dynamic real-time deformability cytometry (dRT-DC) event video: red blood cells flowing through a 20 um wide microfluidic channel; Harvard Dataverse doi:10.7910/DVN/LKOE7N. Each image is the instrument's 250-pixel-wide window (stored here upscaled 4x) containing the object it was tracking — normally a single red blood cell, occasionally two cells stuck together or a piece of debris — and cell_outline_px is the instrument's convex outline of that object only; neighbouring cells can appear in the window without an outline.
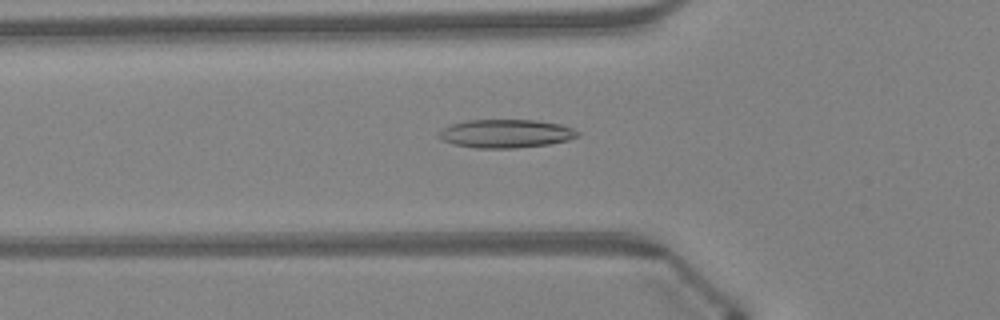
{"species": "Egyptian fruit bat (a non-hibernating species)", "species_latin": "Rousettus aegyptiacus", "temperature_condition": "warm", "stored_images_in_passage": 40, "camera_frame_rate_fps": 3000, "um_per_image_px": 0.085, "animal": {"sex": "female"}, "frame": {"image": 1, "passage_image": 10, "time_ms": 3.0, "image_size_px": [1000, 320], "cell_outline_px": [[580, 136], [568, 140], [548, 144], [516, 148], [476, 148], [456, 144], [440, 140], [440, 132], [444, 128], [452, 124], [468, 120], [536, 120], [560, 124], [572, 128], [580, 132]], "centroid_in_image_um": [43.04, 11.35], "position_along_channel_um": 82.8, "area_um2": 22.83}}
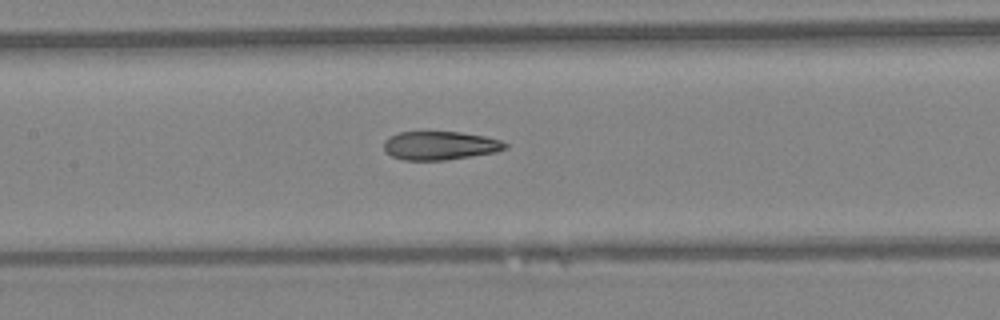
{"frame": {"image": 2, "passage_image": 16, "time_ms": 5.0, "image_size_px": [1000, 320], "cell_outline_px": [[508, 148], [496, 152], [444, 160], [404, 160], [392, 156], [384, 152], [384, 140], [388, 136], [400, 132], [460, 132], [484, 136], [500, 140], [508, 144]], "centroid_in_image_um": [37.38, 12.37], "position_along_channel_um": 170.0, "area_um2": 20.23}}
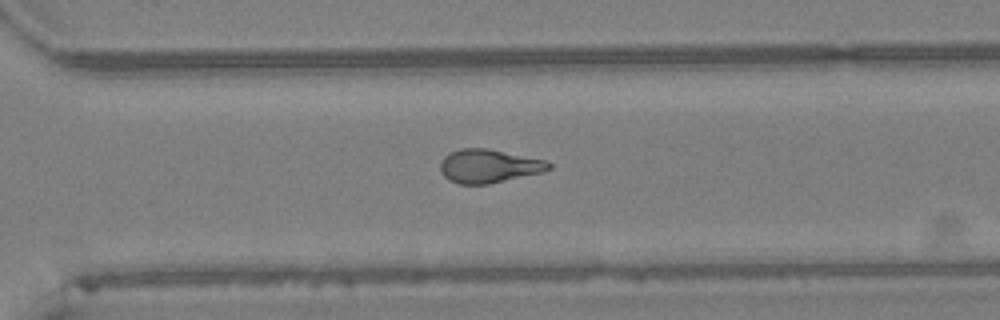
{"frame": {"image": 3, "passage_image": 27, "time_ms": 8.667, "image_size_px": [1000, 320], "cell_outline_px": [[552, 168], [544, 172], [488, 184], [460, 184], [448, 180], [440, 172], [440, 160], [444, 156], [460, 148], [488, 148], [544, 160], [552, 164]], "centroid_in_image_um": [41.53, 14.12], "position_along_channel_um": 329.1, "area_um2": 21.27}, "authors_computed_cell_mechanics": {"area_um2": 20.8658, "velocity_mm_per_s": 4.3511, "shape_relaxation_time_tau1_ms": 10.9722, "shape_relaxation_time_tau2_ms": 2.1145, "deformation_change_tau1": 0.2628, "deformation_change_tau2": 0.1001}}